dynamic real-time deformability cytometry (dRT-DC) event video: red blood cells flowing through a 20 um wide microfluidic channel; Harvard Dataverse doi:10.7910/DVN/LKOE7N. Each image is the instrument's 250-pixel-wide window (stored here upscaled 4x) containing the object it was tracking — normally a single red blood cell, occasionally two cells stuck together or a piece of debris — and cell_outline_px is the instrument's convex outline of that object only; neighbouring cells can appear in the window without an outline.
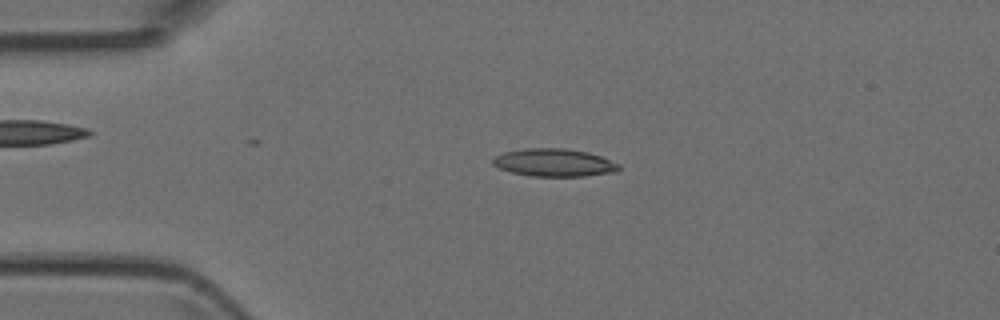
{"species": "Egyptian fruit bat (a non-hibernating species)", "species_latin": "Rousettus aegyptiacus", "temperature_condition": "room temperature", "stored_images_in_passage": 3, "camera_frame_rate_fps": 3000, "um_per_image_px": 0.085, "animal": {"sex": "female"}, "frame": {"image": 1, "passage_image": 2, "time_ms": 1.333, "image_size_px": [1000, 320], "cell_outline_px": [[620, 168], [616, 172], [584, 176], [532, 176], [512, 172], [496, 168], [492, 164], [492, 160], [496, 156], [504, 152], [524, 148], [564, 148], [588, 152], [600, 156], [620, 164]], "centroid_in_image_um": [47.09, 13.82], "position_along_channel_um": 37.9, "area_um2": 20.46}}